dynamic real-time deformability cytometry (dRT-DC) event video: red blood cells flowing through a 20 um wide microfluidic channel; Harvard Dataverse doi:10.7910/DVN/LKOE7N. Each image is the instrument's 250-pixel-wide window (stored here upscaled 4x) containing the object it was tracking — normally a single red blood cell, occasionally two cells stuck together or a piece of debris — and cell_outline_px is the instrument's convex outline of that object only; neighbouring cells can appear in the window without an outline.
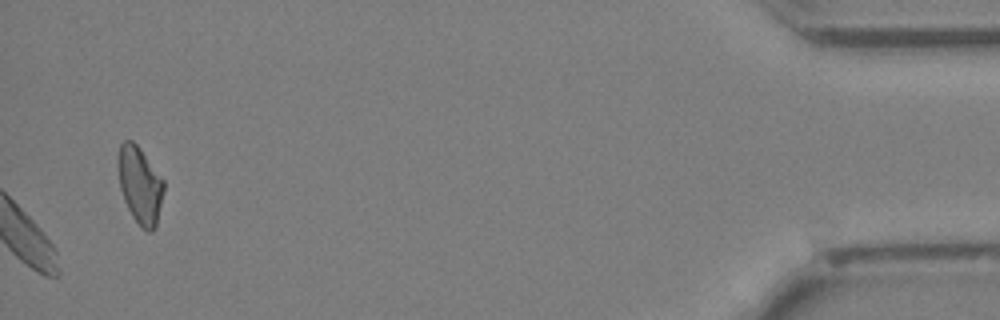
{"species": "Egyptian fruit bat (a non-hibernating species)", "species_latin": "Rousettus aegyptiacus", "temperature_condition": "cold", "stored_images_in_passage": 33, "camera_frame_rate_fps": 3000, "um_per_image_px": 0.085, "animal": {"sex": "female"}, "frame": {"image": 1, "passage_image": 33, "time_ms": 10.667, "image_size_px": [1000, 320], "cell_outline_px": [[164, 192], [156, 224], [152, 232], [148, 232], [140, 228], [132, 216], [124, 200], [120, 188], [116, 160], [120, 144], [124, 140], [132, 140], [140, 148], [164, 180]], "centroid_in_image_um": [11.88, 15.72], "position_along_channel_um": 423.3, "area_um2": 20.75}}